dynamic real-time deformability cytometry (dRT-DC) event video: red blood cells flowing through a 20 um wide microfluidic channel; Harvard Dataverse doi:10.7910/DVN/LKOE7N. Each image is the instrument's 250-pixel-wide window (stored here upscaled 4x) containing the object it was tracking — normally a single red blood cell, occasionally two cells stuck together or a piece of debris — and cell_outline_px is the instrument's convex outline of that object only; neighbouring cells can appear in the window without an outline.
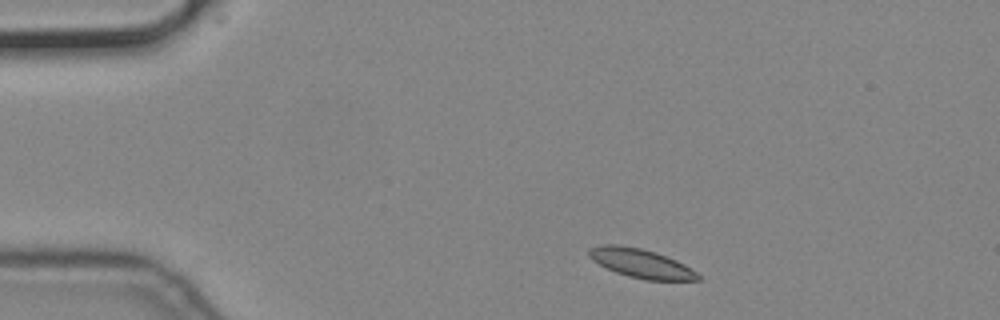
{"species": "common noctule bat (a hibernating species)", "species_latin": "Nyctalus noctula", "temperature_condition": "cold", "stored_images_in_passage": 4, "camera_frame_rate_fps": 3000, "um_per_image_px": 0.085, "animal": {"sex": "male", "body_mass_g": 19.2, "forearm_length_mm": 51.8}, "frame": {"image": 1, "passage_image": 1, "time_ms": 0.0, "image_size_px": [1000, 320], "cell_outline_px": [[700, 280], [644, 280], [628, 276], [616, 272], [592, 260], [588, 256], [588, 248], [600, 244], [620, 244], [640, 248], [656, 252], [676, 260], [684, 264], [696, 272], [700, 276]], "centroid_in_image_um": [54.45, 22.37], "position_along_channel_um": 30.5, "area_um2": 18.44}}